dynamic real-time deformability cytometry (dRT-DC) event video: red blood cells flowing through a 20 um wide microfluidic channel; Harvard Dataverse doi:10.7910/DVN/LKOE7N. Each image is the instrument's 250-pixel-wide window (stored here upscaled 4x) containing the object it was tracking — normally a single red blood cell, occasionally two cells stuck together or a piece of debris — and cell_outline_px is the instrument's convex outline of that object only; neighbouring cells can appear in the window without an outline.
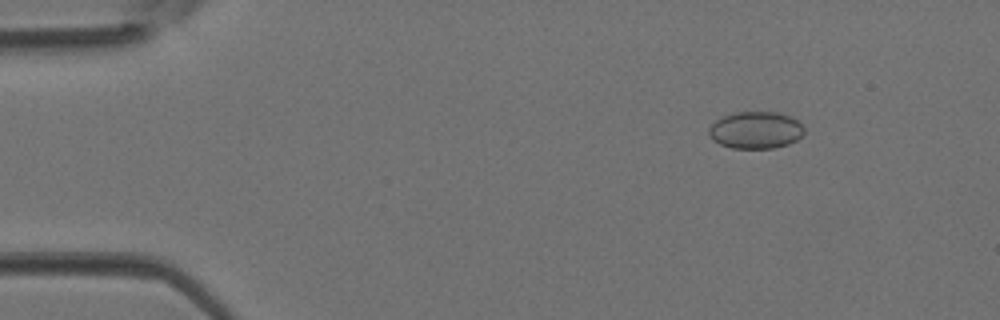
{"species": "Egyptian fruit bat (a non-hibernating species)", "species_latin": "Rousettus aegyptiacus", "temperature_condition": "room temperature", "stored_images_in_passage": 43, "camera_frame_rate_fps": 3000, "um_per_image_px": 0.085, "animal": {"sex": "female"}, "frame": {"image": 1, "passage_image": 6, "time_ms": 1.667, "image_size_px": [1000, 320], "cell_outline_px": [[804, 132], [796, 140], [788, 144], [772, 148], [732, 148], [720, 144], [712, 140], [708, 132], [708, 128], [716, 120], [724, 116], [736, 112], [776, 112], [792, 116], [804, 128]], "centroid_in_image_um": [64.22, 11.06], "position_along_channel_um": 20.8, "area_um2": 20.52}}
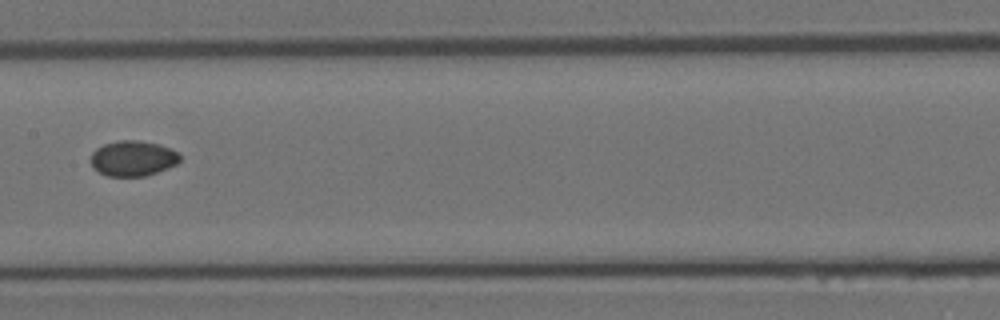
{"frame": {"image": 2, "passage_image": 22, "time_ms": 7.0, "image_size_px": [1000, 320], "cell_outline_px": [[180, 160], [176, 164], [168, 168], [144, 176], [108, 176], [92, 168], [92, 152], [96, 148], [104, 144], [116, 140], [136, 140], [160, 144], [180, 152]], "centroid_in_image_um": [11.31, 13.45], "position_along_channel_um": 196.1, "area_um2": 18.44}}
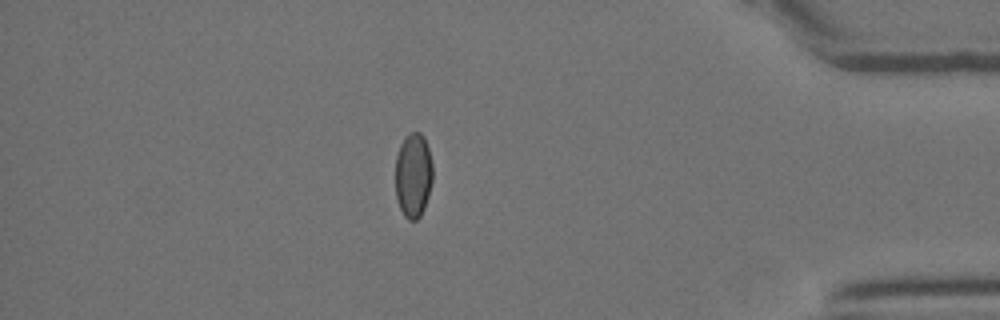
{"frame": {"image": 3, "passage_image": 37, "time_ms": 12.0, "image_size_px": [1000, 320], "cell_outline_px": [[432, 180], [428, 196], [424, 208], [420, 216], [416, 220], [408, 220], [404, 216], [400, 208], [396, 196], [396, 156], [400, 144], [404, 136], [408, 132], [420, 132], [424, 136], [428, 148], [432, 164]], "centroid_in_image_um": [35.12, 14.87], "position_along_channel_um": 400.1, "area_um2": 18.5}}